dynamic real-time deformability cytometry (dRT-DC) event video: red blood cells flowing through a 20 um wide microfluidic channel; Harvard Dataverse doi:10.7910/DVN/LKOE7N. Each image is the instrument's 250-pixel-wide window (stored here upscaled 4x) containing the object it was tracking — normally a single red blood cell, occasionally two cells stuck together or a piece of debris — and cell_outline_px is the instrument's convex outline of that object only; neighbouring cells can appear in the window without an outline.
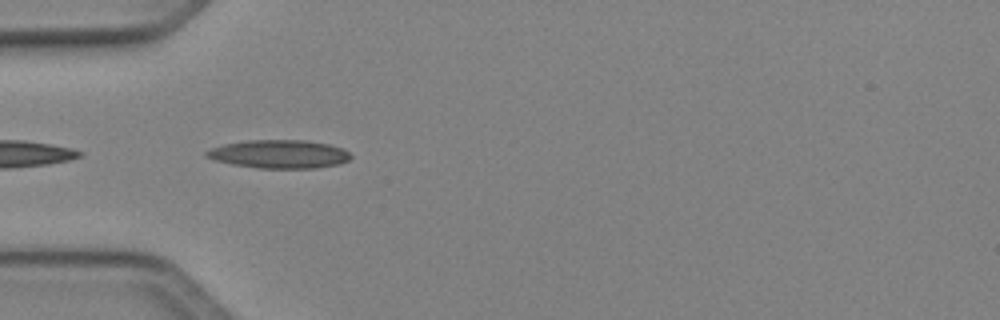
{"species": "Egyptian fruit bat (a non-hibernating species)", "species_latin": "Rousettus aegyptiacus", "temperature_condition": "cold", "stored_images_in_passage": 6, "camera_frame_rate_fps": 3000, "um_per_image_px": 0.085, "animal": {"sex": "female"}, "frame": {"image": 1, "passage_image": 1, "time_ms": 0.0, "image_size_px": [1000, 320], "cell_outline_px": [[352, 156], [348, 160], [340, 164], [316, 168], [260, 168], [232, 164], [216, 160], [204, 156], [204, 152], [212, 148], [224, 144], [248, 140], [304, 140], [328, 144], [344, 148]], "centroid_in_image_um": [23.75, 13.09], "position_along_channel_um": 61.3, "area_um2": 23.81}}
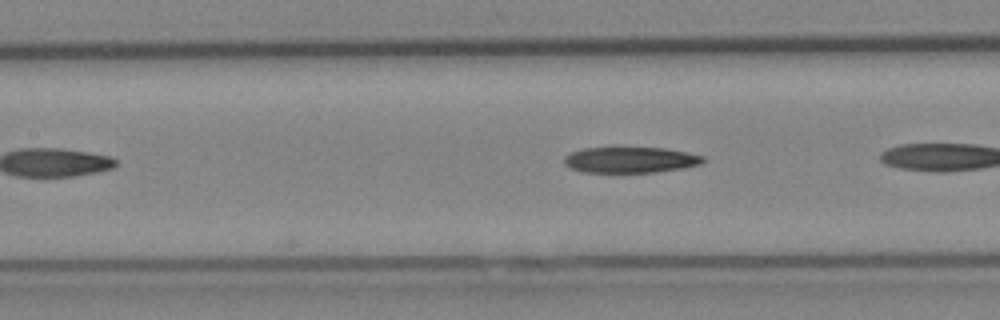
{"frame": {"image": 2, "passage_image": 6, "time_ms": 1.667, "image_size_px": [1000, 320], "cell_outline_px": [[704, 160], [700, 164], [684, 168], [656, 172], [584, 172], [572, 168], [564, 164], [564, 156], [572, 152], [584, 148], [664, 148], [704, 156]], "centroid_in_image_um": [53.58, 13.59], "position_along_channel_um": 153.8, "area_um2": 20.69}}